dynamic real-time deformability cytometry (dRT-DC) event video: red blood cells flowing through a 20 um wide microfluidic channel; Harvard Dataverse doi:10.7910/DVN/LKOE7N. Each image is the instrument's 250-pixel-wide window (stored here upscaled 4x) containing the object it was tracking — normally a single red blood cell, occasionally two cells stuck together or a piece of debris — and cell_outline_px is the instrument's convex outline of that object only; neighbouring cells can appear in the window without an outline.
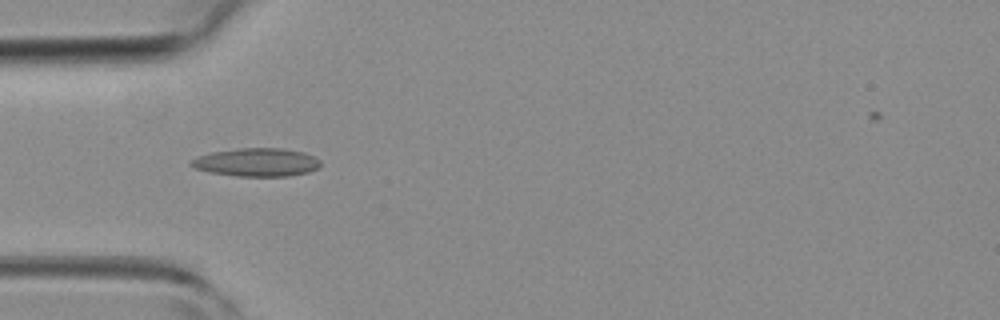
{"species": "common noctule bat (a hibernating species)", "species_latin": "Nyctalus noctula", "temperature_condition": "room temperature", "stored_images_in_passage": 3, "camera_frame_rate_fps": 3000, "um_per_image_px": 0.085, "animal": {"sex": "female", "body_mass_g": 19.3, "forearm_length_mm": 54.1}, "frame": {"image": 1, "passage_image": 2, "time_ms": 2.0, "image_size_px": [1000, 320], "cell_outline_px": [[320, 168], [308, 172], [288, 176], [236, 176], [208, 172], [196, 168], [188, 164], [192, 160], [200, 156], [212, 152], [240, 148], [284, 148], [304, 152], [320, 160]], "centroid_in_image_um": [21.84, 13.79], "position_along_channel_um": 63.2, "area_um2": 21.27}}
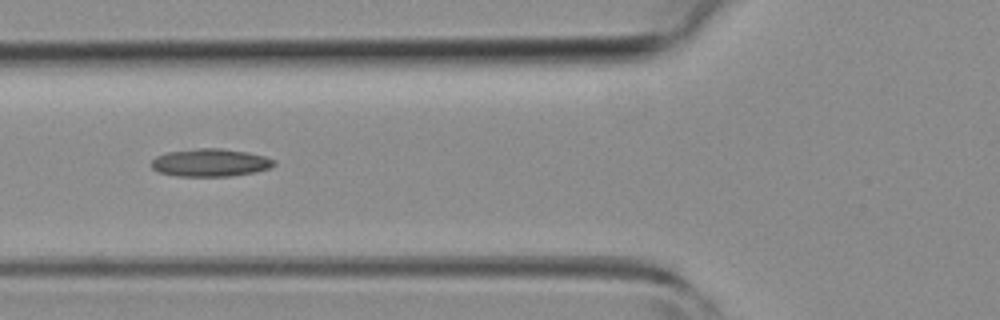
{"frame": {"image": 2, "passage_image": 3, "time_ms": 3.0, "image_size_px": [1000, 320], "cell_outline_px": [[276, 164], [268, 168], [256, 172], [232, 176], [176, 176], [160, 172], [152, 168], [152, 160], [156, 156], [168, 152], [196, 148], [220, 148], [248, 152], [264, 156], [276, 160]], "centroid_in_image_um": [17.9, 13.82], "position_along_channel_um": 107.9, "area_um2": 19.88}}